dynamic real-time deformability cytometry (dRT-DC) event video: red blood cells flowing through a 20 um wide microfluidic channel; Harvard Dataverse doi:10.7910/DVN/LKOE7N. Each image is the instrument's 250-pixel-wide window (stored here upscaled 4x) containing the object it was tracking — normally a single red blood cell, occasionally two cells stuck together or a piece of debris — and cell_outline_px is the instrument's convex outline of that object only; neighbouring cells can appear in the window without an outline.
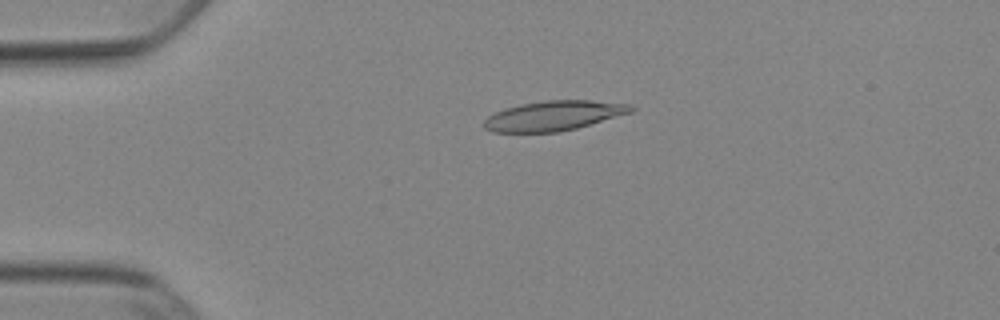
{"species": "Egyptian fruit bat (a non-hibernating species)", "species_latin": "Rousettus aegyptiacus", "temperature_condition": "cold", "stored_images_in_passage": 52, "camera_frame_rate_fps": 3000, "um_per_image_px": 0.085, "animal": {"sex": "female"}, "frame": {"image": 1, "passage_image": 12, "time_ms": 3.667, "image_size_px": [1000, 320], "cell_outline_px": [[636, 108], [632, 112], [576, 128], [560, 132], [492, 132], [484, 128], [484, 120], [488, 116], [504, 108], [520, 104], [544, 100], [592, 100], [632, 104]], "centroid_in_image_um": [47.08, 9.82], "position_along_channel_um": 37.9, "area_um2": 25.61}}
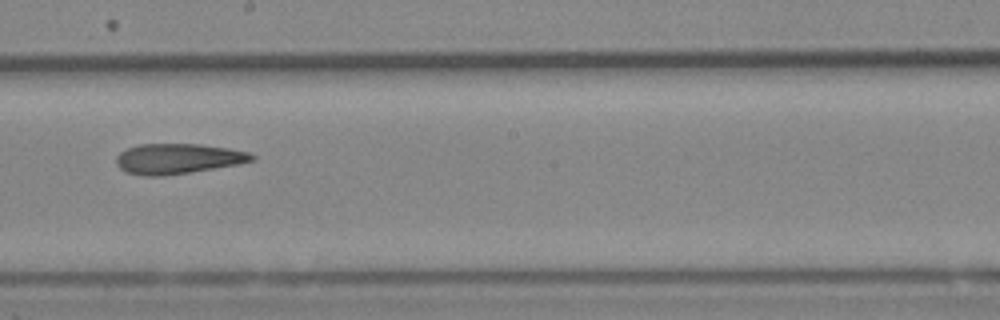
{"frame": {"image": 2, "passage_image": 30, "time_ms": 9.667, "image_size_px": [1000, 320], "cell_outline_px": [[256, 160], [236, 164], [188, 172], [160, 176], [144, 176], [124, 172], [116, 164], [116, 156], [120, 152], [128, 148], [140, 144], [200, 144], [228, 148], [248, 152], [256, 156]], "centroid_in_image_um": [15.08, 13.48], "position_along_channel_um": 233.1, "area_um2": 23.76}}
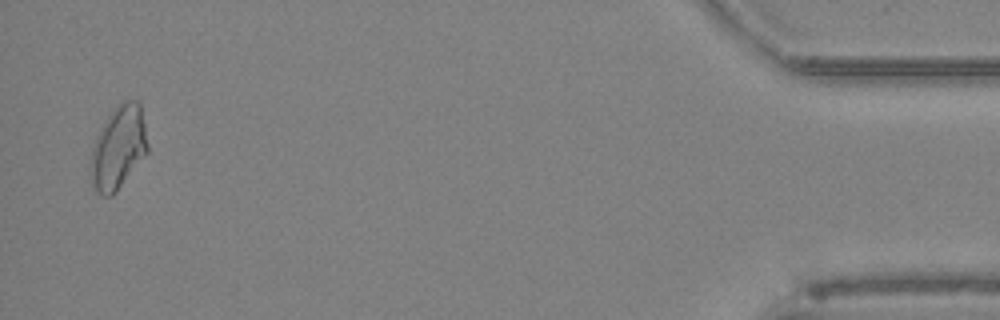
{"frame": {"image": 3, "passage_image": 51, "time_ms": 16.667, "image_size_px": [1000, 320], "cell_outline_px": [[148, 152], [116, 192], [112, 196], [104, 196], [96, 192], [88, 176], [88, 164], [92, 148], [96, 136], [104, 120], [116, 104], [124, 100], [140, 100], [148, 144]], "centroid_in_image_um": [10.02, 12.55], "position_along_channel_um": 425.2, "area_um2": 28.32}, "authors_computed_cell_mechanics": {"area_um2": 24.8829, "velocity_mm_per_s": 3.8852, "shape_relaxation_time_tau1_ms": null, "shape_relaxation_time_tau2_ms": 4.6761, "deformation_change_tau1": null, "deformation_change_tau2": 0.1474}}